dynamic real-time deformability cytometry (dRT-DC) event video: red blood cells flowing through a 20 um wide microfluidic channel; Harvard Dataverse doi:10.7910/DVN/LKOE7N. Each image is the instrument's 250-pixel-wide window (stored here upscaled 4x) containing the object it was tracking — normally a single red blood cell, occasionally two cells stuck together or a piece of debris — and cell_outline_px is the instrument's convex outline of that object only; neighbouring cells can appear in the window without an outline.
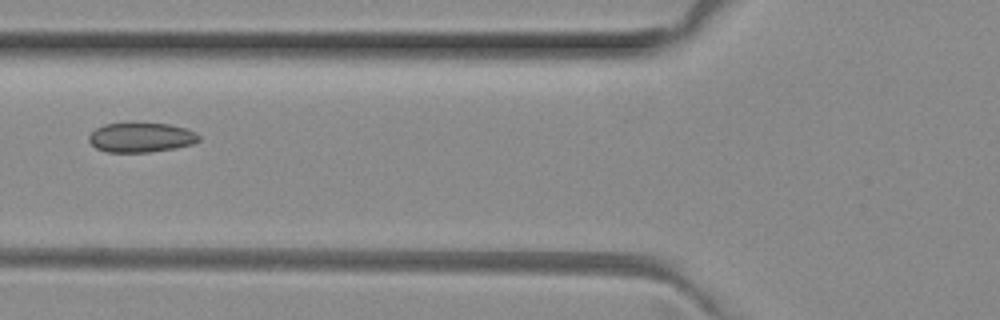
{"species": "common noctule bat (a hibernating species)", "species_latin": "Nyctalus noctula", "temperature_condition": "room temperature", "stored_images_in_passage": 6, "camera_frame_rate_fps": 3000, "um_per_image_px": 0.085, "animal": {"sex": "female", "body_mass_g": 29.2, "forearm_length_mm": 56.3}, "frame": {"image": 1, "passage_image": 6, "time_ms": 1.667, "image_size_px": [1000, 320], "cell_outline_px": [[200, 140], [192, 144], [176, 148], [152, 152], [108, 152], [96, 148], [88, 140], [88, 136], [96, 128], [104, 124], [168, 124], [184, 128], [196, 132], [200, 136]], "centroid_in_image_um": [12.0, 11.7], "position_along_channel_um": 113.8, "area_um2": 18.79}}